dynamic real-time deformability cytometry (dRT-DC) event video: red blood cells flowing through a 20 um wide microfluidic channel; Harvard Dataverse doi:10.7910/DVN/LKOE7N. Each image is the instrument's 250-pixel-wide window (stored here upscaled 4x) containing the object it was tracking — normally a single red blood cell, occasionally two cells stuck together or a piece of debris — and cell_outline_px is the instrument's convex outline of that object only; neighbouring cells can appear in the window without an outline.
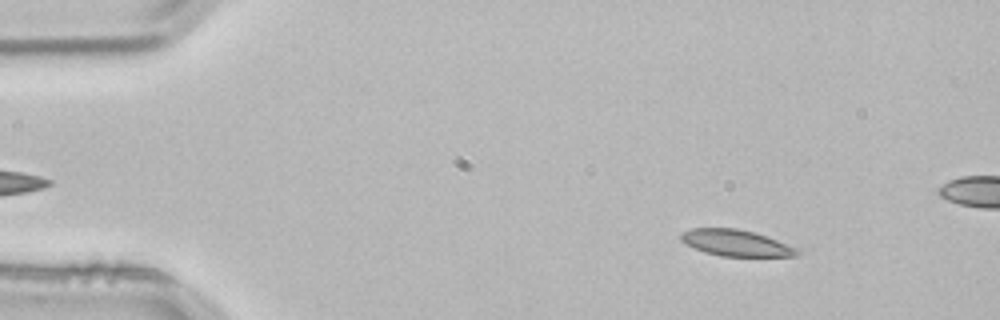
{"species": "common noctule bat (a hibernating species)", "species_latin": "Nyctalus noctula", "temperature_condition": "room temperature", "stored_images_in_passage": 3, "camera_frame_rate_fps": 3000, "um_per_image_px": 0.085, "animal": {"sex": "male", "body_mass_g": 21.5, "forearm_length_mm": 52.0}, "frame": {"image": 1, "passage_image": 1, "time_ms": 0.0, "image_size_px": [1000, 320], "cell_outline_px": [[800, 252], [796, 256], [720, 256], [704, 252], [680, 240], [680, 232], [692, 228], [736, 228], [752, 232], [776, 240], [796, 248]], "centroid_in_image_um": [62.5, 20.65], "position_along_channel_um": 22.5, "area_um2": 17.51}}